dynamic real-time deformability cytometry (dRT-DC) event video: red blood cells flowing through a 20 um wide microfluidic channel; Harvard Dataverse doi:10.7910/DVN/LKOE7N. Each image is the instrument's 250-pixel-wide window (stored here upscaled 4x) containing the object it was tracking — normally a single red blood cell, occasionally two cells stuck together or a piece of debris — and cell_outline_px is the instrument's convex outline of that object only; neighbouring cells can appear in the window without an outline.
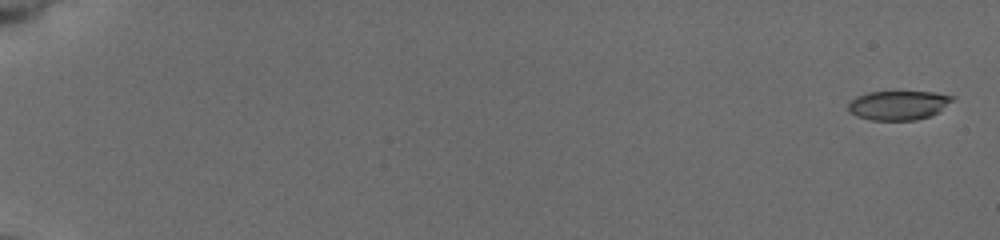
{"species": "common noctule bat (a hibernating species)", "species_latin": "Nyctalus noctula", "temperature_condition": "cold", "stored_images_in_passage": 25, "camera_frame_rate_fps": 3000, "um_per_image_px": 0.085, "animal": {"sex": "female", "body_mass_g": 19.5, "forearm_length_mm": 54.1}, "frame": {"image": 1, "passage_image": 1, "time_ms": 0.0, "image_size_px": [1000, 240], "cell_outline_px": [[956, 96], [940, 112], [932, 116], [916, 120], [872, 120], [856, 116], [848, 108], [848, 104], [856, 96], [868, 92], [932, 92]], "centroid_in_image_um": [76.39, 8.95], "position_along_channel_um": 8.6, "area_um2": 17.74}}
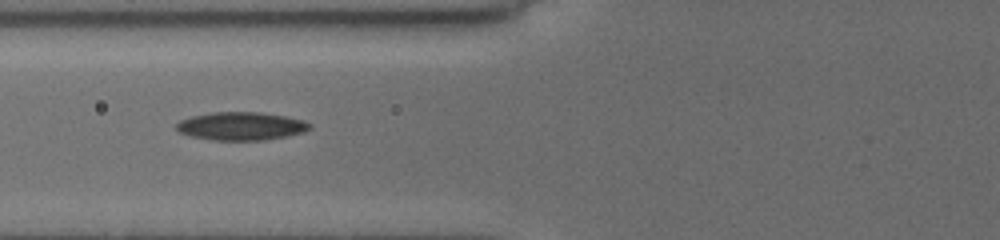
{"frame": {"image": 2, "passage_image": 18, "time_ms": 8.0, "image_size_px": [1000, 240], "cell_outline_px": [[312, 128], [304, 132], [288, 136], [264, 140], [212, 140], [188, 136], [180, 132], [176, 128], [176, 124], [180, 120], [192, 116], [212, 112], [260, 112], [284, 116], [304, 120], [312, 124]], "centroid_in_image_um": [20.51, 10.72], "position_along_channel_um": 105.3, "area_um2": 22.02}}
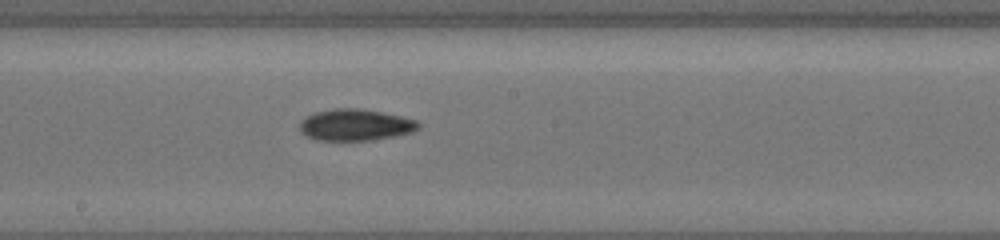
{"frame": {"image": 3, "passage_image": 25, "time_ms": 11.0, "image_size_px": [1000, 240], "cell_outline_px": [[420, 128], [412, 132], [396, 136], [372, 140], [316, 140], [300, 132], [300, 120], [316, 112], [332, 108], [360, 108], [400, 116], [416, 120], [420, 124]], "centroid_in_image_um": [30.21, 10.62], "position_along_channel_um": 218.0, "area_um2": 21.79}}